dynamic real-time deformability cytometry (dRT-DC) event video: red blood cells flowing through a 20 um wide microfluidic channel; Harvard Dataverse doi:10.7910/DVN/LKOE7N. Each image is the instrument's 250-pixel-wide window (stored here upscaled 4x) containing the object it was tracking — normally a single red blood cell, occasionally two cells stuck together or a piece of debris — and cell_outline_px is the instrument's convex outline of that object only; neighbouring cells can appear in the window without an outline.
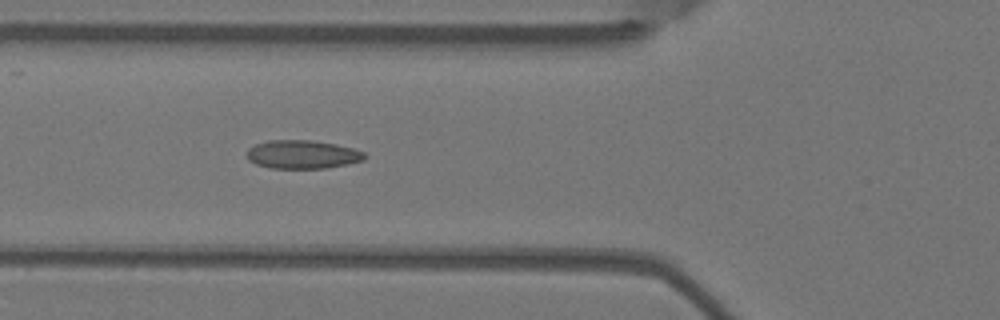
{"species": "Egyptian fruit bat (a non-hibernating species)", "species_latin": "Rousettus aegyptiacus", "temperature_condition": "warm", "stored_images_in_passage": 5, "camera_frame_rate_fps": 3000, "um_per_image_px": 0.085, "animal": {"sex": "female"}, "frame": {"image": 1, "passage_image": 5, "time_ms": 1.333, "image_size_px": [1000, 320], "cell_outline_px": [[368, 156], [364, 160], [348, 164], [324, 168], [272, 168], [256, 164], [248, 160], [248, 148], [256, 144], [268, 140], [312, 140], [336, 144], [352, 148], [364, 152]], "centroid_in_image_um": [25.73, 13.12], "position_along_channel_um": 100.1, "area_um2": 19.54}}